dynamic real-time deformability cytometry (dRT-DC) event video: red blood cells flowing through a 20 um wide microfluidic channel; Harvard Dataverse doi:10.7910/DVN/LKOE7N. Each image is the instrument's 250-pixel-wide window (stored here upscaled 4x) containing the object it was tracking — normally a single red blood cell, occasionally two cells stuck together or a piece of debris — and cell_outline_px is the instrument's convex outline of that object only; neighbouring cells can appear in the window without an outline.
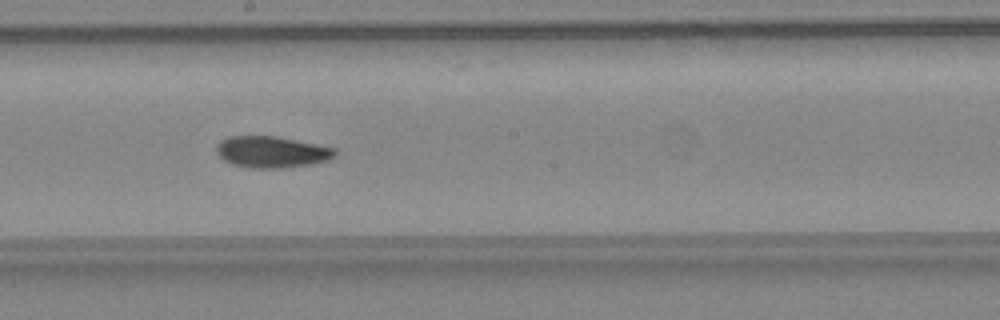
{"species": "common noctule bat (a hibernating species)", "species_latin": "Nyctalus noctula", "temperature_condition": "warm", "stored_images_in_passage": 18, "camera_frame_rate_fps": 3000, "um_per_image_px": 0.085, "animal": {"sex": "female", "body_mass_g": 24.6, "forearm_length_mm": 56.2}, "frame": {"image": 1, "passage_image": 12, "time_ms": 3.667, "image_size_px": [1000, 320], "cell_outline_px": [[336, 152], [328, 160], [312, 164], [284, 168], [248, 168], [232, 164], [224, 160], [216, 152], [216, 144], [220, 140], [228, 136], [276, 136], [336, 148]], "centroid_in_image_um": [23.05, 12.92], "position_along_channel_um": 225.1, "area_um2": 21.79}}